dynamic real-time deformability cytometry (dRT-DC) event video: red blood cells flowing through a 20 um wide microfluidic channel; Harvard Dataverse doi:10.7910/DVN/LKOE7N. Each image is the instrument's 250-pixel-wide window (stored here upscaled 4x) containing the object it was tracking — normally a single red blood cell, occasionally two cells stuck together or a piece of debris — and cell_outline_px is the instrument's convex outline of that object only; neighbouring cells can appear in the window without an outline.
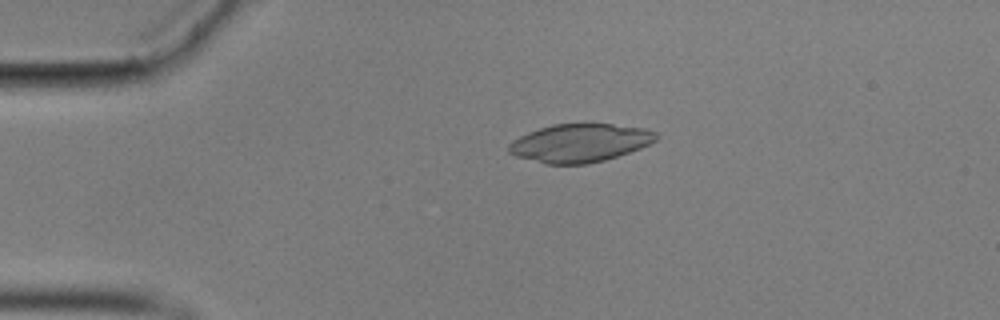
{"species": "common noctule bat (a hibernating species)", "species_latin": "Nyctalus noctula", "temperature_condition": "cold", "stored_images_in_passage": 57, "camera_frame_rate_fps": 3000, "um_per_image_px": 0.085, "animal": {"sex": "male", "body_mass_g": 17.9}, "frame": {"image": 1, "passage_image": 12, "time_ms": 3.667, "image_size_px": [1000, 320], "cell_outline_px": [[660, 136], [656, 140], [640, 148], [604, 160], [588, 164], [544, 164], [516, 156], [508, 152], [508, 144], [512, 140], [528, 132], [552, 124], [612, 124], [644, 128], [656, 132]], "centroid_in_image_um": [49.27, 12.15], "position_along_channel_um": 35.7, "area_um2": 32.77}}